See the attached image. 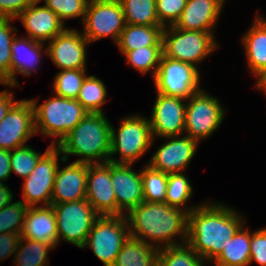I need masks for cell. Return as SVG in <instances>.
I'll return each instance as SVG.
<instances>
[{
  "label": "cell",
  "instance_id": "obj_4",
  "mask_svg": "<svg viewBox=\"0 0 266 266\" xmlns=\"http://www.w3.org/2000/svg\"><path fill=\"white\" fill-rule=\"evenodd\" d=\"M30 101L34 107L35 131H41V134L48 137H57L52 145H58L89 113L77 99L54 95L39 106L37 99Z\"/></svg>",
  "mask_w": 266,
  "mask_h": 266
},
{
  "label": "cell",
  "instance_id": "obj_11",
  "mask_svg": "<svg viewBox=\"0 0 266 266\" xmlns=\"http://www.w3.org/2000/svg\"><path fill=\"white\" fill-rule=\"evenodd\" d=\"M157 93L189 99L200 91V74L197 67L164 55L153 78Z\"/></svg>",
  "mask_w": 266,
  "mask_h": 266
},
{
  "label": "cell",
  "instance_id": "obj_22",
  "mask_svg": "<svg viewBox=\"0 0 266 266\" xmlns=\"http://www.w3.org/2000/svg\"><path fill=\"white\" fill-rule=\"evenodd\" d=\"M21 238L58 245L57 222L52 205L28 207Z\"/></svg>",
  "mask_w": 266,
  "mask_h": 266
},
{
  "label": "cell",
  "instance_id": "obj_12",
  "mask_svg": "<svg viewBox=\"0 0 266 266\" xmlns=\"http://www.w3.org/2000/svg\"><path fill=\"white\" fill-rule=\"evenodd\" d=\"M61 150L53 145L38 161L31 174L24 178L22 196L28 207H37L42 202L44 206L51 205L55 174Z\"/></svg>",
  "mask_w": 266,
  "mask_h": 266
},
{
  "label": "cell",
  "instance_id": "obj_29",
  "mask_svg": "<svg viewBox=\"0 0 266 266\" xmlns=\"http://www.w3.org/2000/svg\"><path fill=\"white\" fill-rule=\"evenodd\" d=\"M53 248L46 242L21 238L14 256L15 266H48V252Z\"/></svg>",
  "mask_w": 266,
  "mask_h": 266
},
{
  "label": "cell",
  "instance_id": "obj_39",
  "mask_svg": "<svg viewBox=\"0 0 266 266\" xmlns=\"http://www.w3.org/2000/svg\"><path fill=\"white\" fill-rule=\"evenodd\" d=\"M42 1V0H39ZM64 23V20L82 17L84 20L89 0H43Z\"/></svg>",
  "mask_w": 266,
  "mask_h": 266
},
{
  "label": "cell",
  "instance_id": "obj_20",
  "mask_svg": "<svg viewBox=\"0 0 266 266\" xmlns=\"http://www.w3.org/2000/svg\"><path fill=\"white\" fill-rule=\"evenodd\" d=\"M35 0L16 19H20L27 31V37L38 42L51 41L66 28L60 18L47 6H37Z\"/></svg>",
  "mask_w": 266,
  "mask_h": 266
},
{
  "label": "cell",
  "instance_id": "obj_5",
  "mask_svg": "<svg viewBox=\"0 0 266 266\" xmlns=\"http://www.w3.org/2000/svg\"><path fill=\"white\" fill-rule=\"evenodd\" d=\"M153 138L149 119L137 114L123 118L117 131L111 125L109 162L133 165L151 148ZM117 154L121 159L112 156Z\"/></svg>",
  "mask_w": 266,
  "mask_h": 266
},
{
  "label": "cell",
  "instance_id": "obj_13",
  "mask_svg": "<svg viewBox=\"0 0 266 266\" xmlns=\"http://www.w3.org/2000/svg\"><path fill=\"white\" fill-rule=\"evenodd\" d=\"M36 135L34 107L30 100L18 101L0 122V149L12 151L27 145Z\"/></svg>",
  "mask_w": 266,
  "mask_h": 266
},
{
  "label": "cell",
  "instance_id": "obj_34",
  "mask_svg": "<svg viewBox=\"0 0 266 266\" xmlns=\"http://www.w3.org/2000/svg\"><path fill=\"white\" fill-rule=\"evenodd\" d=\"M124 55L129 65H132L134 69L143 75L151 71L150 73L153 74L154 78L163 56V46L141 47L127 51Z\"/></svg>",
  "mask_w": 266,
  "mask_h": 266
},
{
  "label": "cell",
  "instance_id": "obj_37",
  "mask_svg": "<svg viewBox=\"0 0 266 266\" xmlns=\"http://www.w3.org/2000/svg\"><path fill=\"white\" fill-rule=\"evenodd\" d=\"M28 206L18 200L0 209V233L21 235Z\"/></svg>",
  "mask_w": 266,
  "mask_h": 266
},
{
  "label": "cell",
  "instance_id": "obj_8",
  "mask_svg": "<svg viewBox=\"0 0 266 266\" xmlns=\"http://www.w3.org/2000/svg\"><path fill=\"white\" fill-rule=\"evenodd\" d=\"M51 205L56 215L58 243L62 239L83 249L100 215L86 199Z\"/></svg>",
  "mask_w": 266,
  "mask_h": 266
},
{
  "label": "cell",
  "instance_id": "obj_1",
  "mask_svg": "<svg viewBox=\"0 0 266 266\" xmlns=\"http://www.w3.org/2000/svg\"><path fill=\"white\" fill-rule=\"evenodd\" d=\"M243 223L234 209L204 202L188 213L186 243L205 260H215Z\"/></svg>",
  "mask_w": 266,
  "mask_h": 266
},
{
  "label": "cell",
  "instance_id": "obj_44",
  "mask_svg": "<svg viewBox=\"0 0 266 266\" xmlns=\"http://www.w3.org/2000/svg\"><path fill=\"white\" fill-rule=\"evenodd\" d=\"M17 102H14V94L11 91L0 92V122Z\"/></svg>",
  "mask_w": 266,
  "mask_h": 266
},
{
  "label": "cell",
  "instance_id": "obj_15",
  "mask_svg": "<svg viewBox=\"0 0 266 266\" xmlns=\"http://www.w3.org/2000/svg\"><path fill=\"white\" fill-rule=\"evenodd\" d=\"M89 43L82 32L66 28L48 43L44 51L61 70L86 69V47Z\"/></svg>",
  "mask_w": 266,
  "mask_h": 266
},
{
  "label": "cell",
  "instance_id": "obj_10",
  "mask_svg": "<svg viewBox=\"0 0 266 266\" xmlns=\"http://www.w3.org/2000/svg\"><path fill=\"white\" fill-rule=\"evenodd\" d=\"M84 37L90 42L109 35L115 43L126 26L125 16L119 0H92L88 2L83 20Z\"/></svg>",
  "mask_w": 266,
  "mask_h": 266
},
{
  "label": "cell",
  "instance_id": "obj_3",
  "mask_svg": "<svg viewBox=\"0 0 266 266\" xmlns=\"http://www.w3.org/2000/svg\"><path fill=\"white\" fill-rule=\"evenodd\" d=\"M105 113H88L56 145L67 162L69 155L81 156L74 162L87 164L109 162L111 148V123ZM99 159V160H98Z\"/></svg>",
  "mask_w": 266,
  "mask_h": 266
},
{
  "label": "cell",
  "instance_id": "obj_9",
  "mask_svg": "<svg viewBox=\"0 0 266 266\" xmlns=\"http://www.w3.org/2000/svg\"><path fill=\"white\" fill-rule=\"evenodd\" d=\"M224 116L225 110L219 99L201 89L186 104L184 133L200 142L217 130Z\"/></svg>",
  "mask_w": 266,
  "mask_h": 266
},
{
  "label": "cell",
  "instance_id": "obj_36",
  "mask_svg": "<svg viewBox=\"0 0 266 266\" xmlns=\"http://www.w3.org/2000/svg\"><path fill=\"white\" fill-rule=\"evenodd\" d=\"M86 76V69L61 70L57 76H55L53 92L60 97L77 99Z\"/></svg>",
  "mask_w": 266,
  "mask_h": 266
},
{
  "label": "cell",
  "instance_id": "obj_16",
  "mask_svg": "<svg viewBox=\"0 0 266 266\" xmlns=\"http://www.w3.org/2000/svg\"><path fill=\"white\" fill-rule=\"evenodd\" d=\"M179 97L157 93L150 118L153 137L181 136L185 131V111L187 102Z\"/></svg>",
  "mask_w": 266,
  "mask_h": 266
},
{
  "label": "cell",
  "instance_id": "obj_6",
  "mask_svg": "<svg viewBox=\"0 0 266 266\" xmlns=\"http://www.w3.org/2000/svg\"><path fill=\"white\" fill-rule=\"evenodd\" d=\"M213 33L182 30L174 25L164 27L163 55L196 67V63H200L218 47Z\"/></svg>",
  "mask_w": 266,
  "mask_h": 266
},
{
  "label": "cell",
  "instance_id": "obj_35",
  "mask_svg": "<svg viewBox=\"0 0 266 266\" xmlns=\"http://www.w3.org/2000/svg\"><path fill=\"white\" fill-rule=\"evenodd\" d=\"M145 202L165 203L168 174L150 168L141 169Z\"/></svg>",
  "mask_w": 266,
  "mask_h": 266
},
{
  "label": "cell",
  "instance_id": "obj_2",
  "mask_svg": "<svg viewBox=\"0 0 266 266\" xmlns=\"http://www.w3.org/2000/svg\"><path fill=\"white\" fill-rule=\"evenodd\" d=\"M125 217L130 237L146 243H150L148 240L157 242V249L187 242L188 213L185 210L171 207L167 203L143 201ZM178 235L182 239L180 244L173 240Z\"/></svg>",
  "mask_w": 266,
  "mask_h": 266
},
{
  "label": "cell",
  "instance_id": "obj_38",
  "mask_svg": "<svg viewBox=\"0 0 266 266\" xmlns=\"http://www.w3.org/2000/svg\"><path fill=\"white\" fill-rule=\"evenodd\" d=\"M47 148L44 153H39L30 146H22L11 151L10 166L11 171L15 172L22 178L28 177L36 167L39 159L52 147Z\"/></svg>",
  "mask_w": 266,
  "mask_h": 266
},
{
  "label": "cell",
  "instance_id": "obj_32",
  "mask_svg": "<svg viewBox=\"0 0 266 266\" xmlns=\"http://www.w3.org/2000/svg\"><path fill=\"white\" fill-rule=\"evenodd\" d=\"M13 20L16 19L0 17V84L8 87H11V44L18 31L11 25Z\"/></svg>",
  "mask_w": 266,
  "mask_h": 266
},
{
  "label": "cell",
  "instance_id": "obj_47",
  "mask_svg": "<svg viewBox=\"0 0 266 266\" xmlns=\"http://www.w3.org/2000/svg\"><path fill=\"white\" fill-rule=\"evenodd\" d=\"M258 81L256 82V86L259 90H263L266 94V67L264 70L257 76Z\"/></svg>",
  "mask_w": 266,
  "mask_h": 266
},
{
  "label": "cell",
  "instance_id": "obj_45",
  "mask_svg": "<svg viewBox=\"0 0 266 266\" xmlns=\"http://www.w3.org/2000/svg\"><path fill=\"white\" fill-rule=\"evenodd\" d=\"M11 151L0 149V183L9 178L11 171L10 166Z\"/></svg>",
  "mask_w": 266,
  "mask_h": 266
},
{
  "label": "cell",
  "instance_id": "obj_25",
  "mask_svg": "<svg viewBox=\"0 0 266 266\" xmlns=\"http://www.w3.org/2000/svg\"><path fill=\"white\" fill-rule=\"evenodd\" d=\"M163 30V26L126 24L116 44L123 55L141 47L163 46Z\"/></svg>",
  "mask_w": 266,
  "mask_h": 266
},
{
  "label": "cell",
  "instance_id": "obj_30",
  "mask_svg": "<svg viewBox=\"0 0 266 266\" xmlns=\"http://www.w3.org/2000/svg\"><path fill=\"white\" fill-rule=\"evenodd\" d=\"M204 260L185 243L159 249L157 266H204Z\"/></svg>",
  "mask_w": 266,
  "mask_h": 266
},
{
  "label": "cell",
  "instance_id": "obj_21",
  "mask_svg": "<svg viewBox=\"0 0 266 266\" xmlns=\"http://www.w3.org/2000/svg\"><path fill=\"white\" fill-rule=\"evenodd\" d=\"M224 2L222 0H187L180 19L174 25L178 29L213 32Z\"/></svg>",
  "mask_w": 266,
  "mask_h": 266
},
{
  "label": "cell",
  "instance_id": "obj_43",
  "mask_svg": "<svg viewBox=\"0 0 266 266\" xmlns=\"http://www.w3.org/2000/svg\"><path fill=\"white\" fill-rule=\"evenodd\" d=\"M21 235L0 233V260L6 259L16 252Z\"/></svg>",
  "mask_w": 266,
  "mask_h": 266
},
{
  "label": "cell",
  "instance_id": "obj_31",
  "mask_svg": "<svg viewBox=\"0 0 266 266\" xmlns=\"http://www.w3.org/2000/svg\"><path fill=\"white\" fill-rule=\"evenodd\" d=\"M107 89L101 79L86 76L77 100L89 113H104L102 106L106 102Z\"/></svg>",
  "mask_w": 266,
  "mask_h": 266
},
{
  "label": "cell",
  "instance_id": "obj_40",
  "mask_svg": "<svg viewBox=\"0 0 266 266\" xmlns=\"http://www.w3.org/2000/svg\"><path fill=\"white\" fill-rule=\"evenodd\" d=\"M186 4L187 0H156V13L159 23L163 27L175 25L180 19Z\"/></svg>",
  "mask_w": 266,
  "mask_h": 266
},
{
  "label": "cell",
  "instance_id": "obj_14",
  "mask_svg": "<svg viewBox=\"0 0 266 266\" xmlns=\"http://www.w3.org/2000/svg\"><path fill=\"white\" fill-rule=\"evenodd\" d=\"M152 155L148 166L166 174L182 173L186 170L197 151L199 142L188 135L171 136Z\"/></svg>",
  "mask_w": 266,
  "mask_h": 266
},
{
  "label": "cell",
  "instance_id": "obj_17",
  "mask_svg": "<svg viewBox=\"0 0 266 266\" xmlns=\"http://www.w3.org/2000/svg\"><path fill=\"white\" fill-rule=\"evenodd\" d=\"M86 200L100 215H117L111 162L88 164Z\"/></svg>",
  "mask_w": 266,
  "mask_h": 266
},
{
  "label": "cell",
  "instance_id": "obj_18",
  "mask_svg": "<svg viewBox=\"0 0 266 266\" xmlns=\"http://www.w3.org/2000/svg\"><path fill=\"white\" fill-rule=\"evenodd\" d=\"M131 167L132 164L111 162V182L116 196L117 215H125L144 201L141 170L137 173Z\"/></svg>",
  "mask_w": 266,
  "mask_h": 266
},
{
  "label": "cell",
  "instance_id": "obj_42",
  "mask_svg": "<svg viewBox=\"0 0 266 266\" xmlns=\"http://www.w3.org/2000/svg\"><path fill=\"white\" fill-rule=\"evenodd\" d=\"M35 0H0V17L13 18L24 11Z\"/></svg>",
  "mask_w": 266,
  "mask_h": 266
},
{
  "label": "cell",
  "instance_id": "obj_46",
  "mask_svg": "<svg viewBox=\"0 0 266 266\" xmlns=\"http://www.w3.org/2000/svg\"><path fill=\"white\" fill-rule=\"evenodd\" d=\"M13 199V193L3 182L0 183V209L9 204Z\"/></svg>",
  "mask_w": 266,
  "mask_h": 266
},
{
  "label": "cell",
  "instance_id": "obj_26",
  "mask_svg": "<svg viewBox=\"0 0 266 266\" xmlns=\"http://www.w3.org/2000/svg\"><path fill=\"white\" fill-rule=\"evenodd\" d=\"M158 252L154 244L129 237L113 266H157Z\"/></svg>",
  "mask_w": 266,
  "mask_h": 266
},
{
  "label": "cell",
  "instance_id": "obj_19",
  "mask_svg": "<svg viewBox=\"0 0 266 266\" xmlns=\"http://www.w3.org/2000/svg\"><path fill=\"white\" fill-rule=\"evenodd\" d=\"M88 164L73 162L57 168L51 204H61L86 199Z\"/></svg>",
  "mask_w": 266,
  "mask_h": 266
},
{
  "label": "cell",
  "instance_id": "obj_24",
  "mask_svg": "<svg viewBox=\"0 0 266 266\" xmlns=\"http://www.w3.org/2000/svg\"><path fill=\"white\" fill-rule=\"evenodd\" d=\"M242 38L248 67L257 77L266 67V18L256 15L254 24Z\"/></svg>",
  "mask_w": 266,
  "mask_h": 266
},
{
  "label": "cell",
  "instance_id": "obj_48",
  "mask_svg": "<svg viewBox=\"0 0 266 266\" xmlns=\"http://www.w3.org/2000/svg\"><path fill=\"white\" fill-rule=\"evenodd\" d=\"M213 261H214V262H213ZM209 262H211V263H215V264H216L215 266H230V265H225V264L219 263V262H217V261H215V260H209Z\"/></svg>",
  "mask_w": 266,
  "mask_h": 266
},
{
  "label": "cell",
  "instance_id": "obj_23",
  "mask_svg": "<svg viewBox=\"0 0 266 266\" xmlns=\"http://www.w3.org/2000/svg\"><path fill=\"white\" fill-rule=\"evenodd\" d=\"M43 44L29 37L14 38L11 44V87L18 86L16 74L29 76L34 70L43 53Z\"/></svg>",
  "mask_w": 266,
  "mask_h": 266
},
{
  "label": "cell",
  "instance_id": "obj_27",
  "mask_svg": "<svg viewBox=\"0 0 266 266\" xmlns=\"http://www.w3.org/2000/svg\"><path fill=\"white\" fill-rule=\"evenodd\" d=\"M250 242L251 232L242 226L215 261L230 266H248L250 264Z\"/></svg>",
  "mask_w": 266,
  "mask_h": 266
},
{
  "label": "cell",
  "instance_id": "obj_41",
  "mask_svg": "<svg viewBox=\"0 0 266 266\" xmlns=\"http://www.w3.org/2000/svg\"><path fill=\"white\" fill-rule=\"evenodd\" d=\"M266 266V228L251 233L250 263Z\"/></svg>",
  "mask_w": 266,
  "mask_h": 266
},
{
  "label": "cell",
  "instance_id": "obj_28",
  "mask_svg": "<svg viewBox=\"0 0 266 266\" xmlns=\"http://www.w3.org/2000/svg\"><path fill=\"white\" fill-rule=\"evenodd\" d=\"M126 24L162 26L156 13V0H119Z\"/></svg>",
  "mask_w": 266,
  "mask_h": 266
},
{
  "label": "cell",
  "instance_id": "obj_33",
  "mask_svg": "<svg viewBox=\"0 0 266 266\" xmlns=\"http://www.w3.org/2000/svg\"><path fill=\"white\" fill-rule=\"evenodd\" d=\"M191 195L192 186L183 172L168 174L165 203L171 207H176L178 209L185 210L187 213H190L194 208L197 207L186 206L187 208H184L188 200L191 198Z\"/></svg>",
  "mask_w": 266,
  "mask_h": 266
},
{
  "label": "cell",
  "instance_id": "obj_7",
  "mask_svg": "<svg viewBox=\"0 0 266 266\" xmlns=\"http://www.w3.org/2000/svg\"><path fill=\"white\" fill-rule=\"evenodd\" d=\"M129 237L125 215H103L95 221L83 248L88 246L105 266H113Z\"/></svg>",
  "mask_w": 266,
  "mask_h": 266
}]
</instances>
